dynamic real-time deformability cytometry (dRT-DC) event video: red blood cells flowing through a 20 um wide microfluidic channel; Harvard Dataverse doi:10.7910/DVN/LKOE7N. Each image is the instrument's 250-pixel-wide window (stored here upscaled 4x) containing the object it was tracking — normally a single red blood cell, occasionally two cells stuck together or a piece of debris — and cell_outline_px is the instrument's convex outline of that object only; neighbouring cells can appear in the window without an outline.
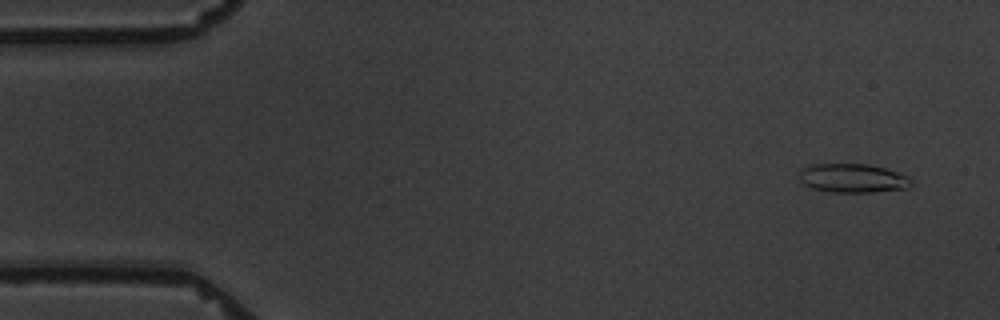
{"species": "common noctule bat (a hibernating species)", "species_latin": "Nyctalus noctula", "temperature_condition": "warm", "stored_images_in_passage": 6, "camera_frame_rate_fps": 3000, "um_per_image_px": 0.085, "animal": {"sex": "male", "body_mass_g": 19.5, "forearm_length_mm": 54.6}, "frame": {"image": 1, "passage_image": 1, "time_ms": 0.0, "image_size_px": [1000, 320], "cell_outline_px": [[912, 184], [908, 188], [872, 192], [832, 192], [812, 188], [804, 184], [800, 180], [800, 168], [808, 164], [868, 164], [884, 168], [908, 176], [912, 180]], "centroid_in_image_um": [72.46, 15.14], "position_along_channel_um": 12.5, "area_um2": 18.9}}
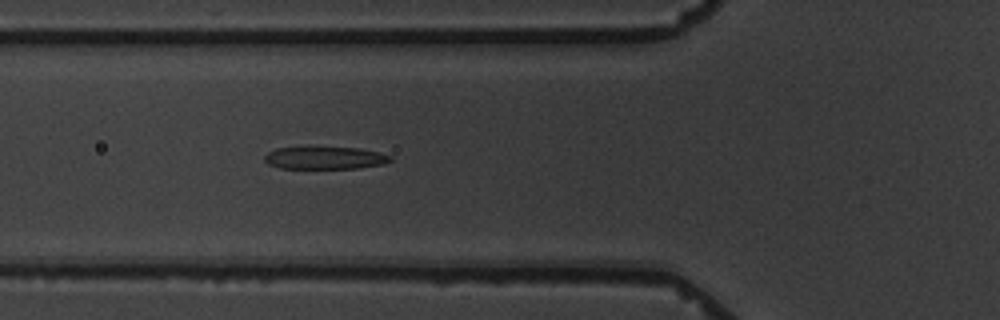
{"frame": {"image": 2, "passage_image": 6, "time_ms": 5.667, "image_size_px": [1000, 320], "cell_outline_px": [[392, 160], [384, 164], [356, 168], [280, 168], [268, 164], [264, 160], [264, 156], [268, 152], [276, 148], [360, 148], [380, 152], [392, 156]], "centroid_in_image_um": [27.64, 13.43], "position_along_channel_um": 98.2, "area_um2": 16.3}}